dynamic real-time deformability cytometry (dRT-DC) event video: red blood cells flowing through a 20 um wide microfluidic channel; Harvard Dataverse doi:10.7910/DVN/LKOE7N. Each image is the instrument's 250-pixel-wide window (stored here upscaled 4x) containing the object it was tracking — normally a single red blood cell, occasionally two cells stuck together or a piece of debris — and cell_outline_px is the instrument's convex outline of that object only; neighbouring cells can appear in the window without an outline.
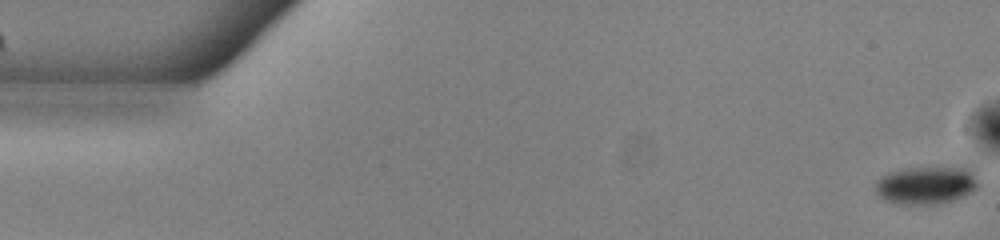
{"species": "common noctule bat (a hibernating species)", "species_latin": "Nyctalus noctula", "temperature_condition": "warm", "stored_images_in_passage": 53, "camera_frame_rate_fps": 3000, "um_per_image_px": 0.085, "animal": {"sex": "male", "body_mass_g": 13.0, "forearm_length_mm": 53.1}, "frame": {"image": 1, "passage_image": 1, "time_ms": 0.0, "image_size_px": [1000, 240], "cell_outline_px": [[976, 188], [964, 196], [940, 204], [896, 204], [884, 200], [876, 192], [876, 180], [880, 176], [888, 172], [908, 168], [964, 164], [976, 168]], "centroid_in_image_um": [78.79, 15.68], "position_along_channel_um": 6.2, "area_um2": 23.7}}
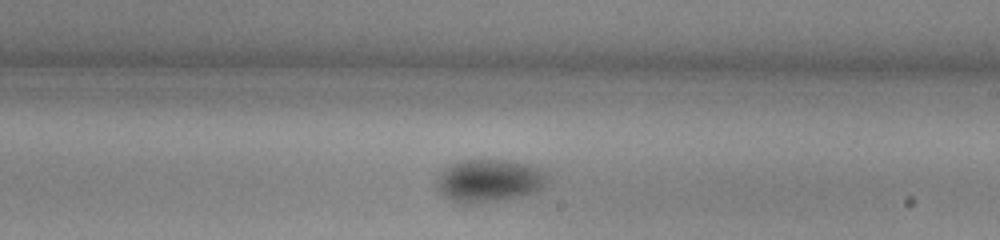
{"frame": {"image": 2, "passage_image": 31, "time_ms": 10.0, "image_size_px": [1000, 240], "cell_outline_px": [[548, 180], [544, 188], [524, 196], [472, 204], [460, 204], [448, 200], [436, 188], [436, 176], [456, 160], [504, 160], [532, 164], [544, 172], [548, 176]], "centroid_in_image_um": [41.56, 15.36], "position_along_channel_um": 247.4, "area_um2": 28.09}}
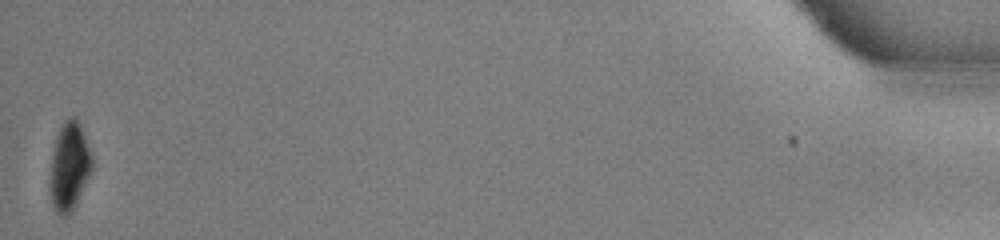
{"frame": {"image": 3, "passage_image": 53, "time_ms": 17.333, "image_size_px": [1000, 240], "cell_outline_px": [[92, 168], [76, 204], [72, 212], [68, 216], [60, 216], [56, 212], [52, 204], [52, 152], [56, 136], [64, 120], [68, 116], [76, 116], [80, 124], [92, 156]], "centroid_in_image_um": [5.91, 14.11], "position_along_channel_um": 429.3, "area_um2": 21.1}, "authors_computed_cell_mechanics": {"area_um2": 25.8366, "velocity_mm_per_s": 3.875, "shape_relaxation_time_tau1_ms": 1.8894, "shape_relaxation_time_tau2_ms": null, "deformation_change_tau1": 0.0839, "deformation_change_tau2": null}}